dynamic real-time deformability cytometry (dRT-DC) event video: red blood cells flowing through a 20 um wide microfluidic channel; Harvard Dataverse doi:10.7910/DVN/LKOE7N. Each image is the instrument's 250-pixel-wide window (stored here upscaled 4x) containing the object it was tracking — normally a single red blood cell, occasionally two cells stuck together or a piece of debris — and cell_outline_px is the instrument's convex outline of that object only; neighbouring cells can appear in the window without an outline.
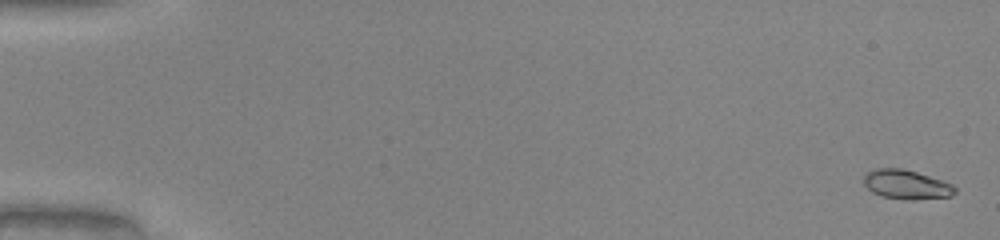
{"species": "common noctule bat (a hibernating species)", "species_latin": "Nyctalus noctula", "temperature_condition": "warm", "stored_images_in_passage": 52, "camera_frame_rate_fps": 3000, "um_per_image_px": 0.085, "animal": {"sex": "male", "body_mass_g": 20.0, "forearm_length_mm": 53.3}, "frame": {"image": 1, "passage_image": 2, "time_ms": 0.333, "image_size_px": [1000, 240], "cell_outline_px": [[956, 192], [952, 196], [912, 200], [908, 200], [880, 196], [872, 192], [864, 184], [864, 176], [868, 172], [876, 168], [900, 168], [916, 172], [952, 184], [956, 188]], "centroid_in_image_um": [77.04, 15.7], "position_along_channel_um": 8.0, "area_um2": 15.43}}
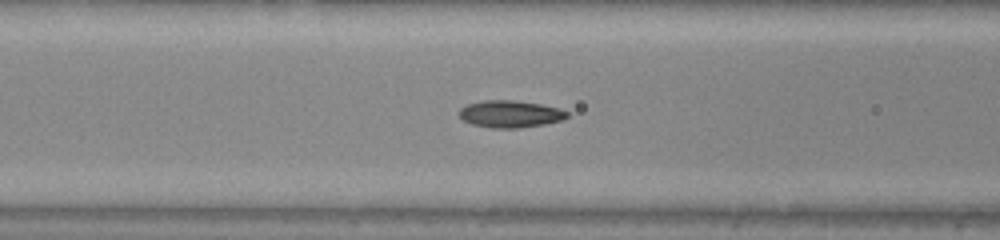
{"frame": {"image": 2, "passage_image": 23, "time_ms": 7.333, "image_size_px": [1000, 240], "cell_outline_px": [[568, 116], [564, 120], [544, 124], [520, 128], [492, 128], [472, 124], [464, 120], [460, 116], [460, 108], [468, 104], [484, 100], [516, 100], [540, 104], [560, 108], [568, 112]], "centroid_in_image_um": [43.4, 9.69], "position_along_channel_um": 123.2, "area_um2": 17.05}}
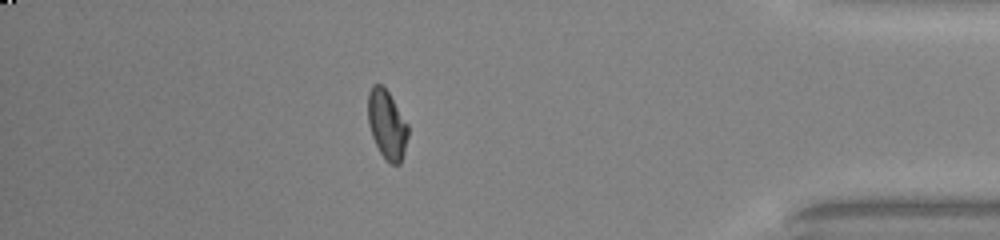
{"frame": {"image": 3, "passage_image": 46, "time_ms": 15.0, "image_size_px": [1000, 240], "cell_outline_px": [[408, 136], [404, 152], [400, 164], [392, 164], [384, 160], [372, 136], [368, 124], [368, 92], [372, 84], [380, 84], [388, 92], [408, 124]], "centroid_in_image_um": [32.88, 10.6], "position_along_channel_um": 402.3, "area_um2": 16.07}, "authors_computed_cell_mechanics": {"area_um2": 16.0684, "velocity_mm_per_s": 4.1123, "shape_relaxation_time_tau1_ms": 4.9162, "shape_relaxation_time_tau2_ms": 1.245, "deformation_change_tau1": 0.1918, "deformation_change_tau2": 0.0552}}